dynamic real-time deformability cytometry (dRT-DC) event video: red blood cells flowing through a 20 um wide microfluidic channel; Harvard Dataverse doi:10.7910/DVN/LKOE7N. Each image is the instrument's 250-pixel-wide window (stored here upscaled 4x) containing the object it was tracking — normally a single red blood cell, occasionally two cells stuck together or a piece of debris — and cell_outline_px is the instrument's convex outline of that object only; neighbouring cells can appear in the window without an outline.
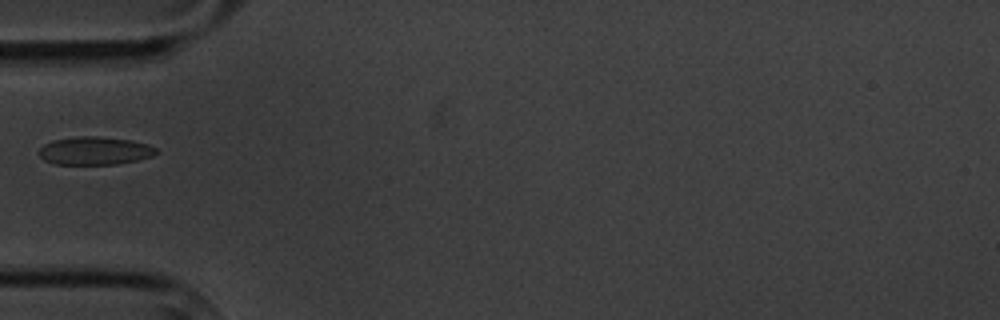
{"species": "common noctule bat (a hibernating species)", "species_latin": "Nyctalus noctula", "temperature_condition": "cold", "stored_images_in_passage": 2, "camera_frame_rate_fps": 3000, "um_per_image_px": 0.085, "animal": {"sex": "male", "body_mass_g": 20.1, "forearm_length_mm": 53.5}, "frame": {"image": 1, "passage_image": 2, "time_ms": 2.0, "image_size_px": [1000, 320], "cell_outline_px": [[160, 152], [152, 156], [136, 160], [116, 164], [52, 164], [44, 160], [36, 152], [44, 144], [52, 140], [80, 136], [96, 136], [132, 140], [148, 144], [156, 148]], "centroid_in_image_um": [8.04, 12.81], "position_along_channel_um": 77.0, "area_um2": 19.31}}